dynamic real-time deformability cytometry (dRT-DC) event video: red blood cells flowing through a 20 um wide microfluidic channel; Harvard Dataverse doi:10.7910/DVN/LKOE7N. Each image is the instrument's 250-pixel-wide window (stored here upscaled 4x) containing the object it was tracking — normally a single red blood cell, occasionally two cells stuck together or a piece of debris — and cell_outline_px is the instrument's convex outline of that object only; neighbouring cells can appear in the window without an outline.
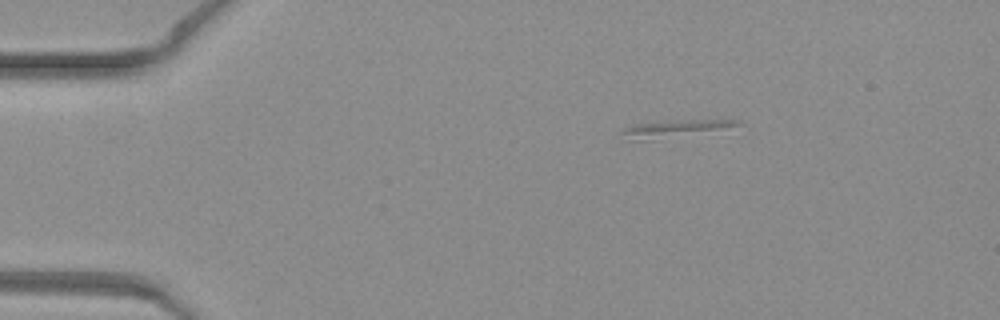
{"species": "common noctule bat (a hibernating species)", "species_latin": "Nyctalus noctula", "temperature_condition": "warm", "stored_images_in_passage": 24, "camera_frame_rate_fps": 3000, "um_per_image_px": 0.085, "animal": {"sex": "female", "body_mass_g": 19.3, "forearm_length_mm": 54.1}, "frame": {"image": 1, "passage_image": 9, "time_ms": 2.667, "image_size_px": [1000, 320], "cell_outline_px": [[740, 124], [652, 140], [636, 140], [624, 132], [624, 128], [636, 124], [684, 120], [736, 120]], "centroid_in_image_um": [57.28, 10.91], "position_along_channel_um": 27.7, "area_um2": 10.06}}